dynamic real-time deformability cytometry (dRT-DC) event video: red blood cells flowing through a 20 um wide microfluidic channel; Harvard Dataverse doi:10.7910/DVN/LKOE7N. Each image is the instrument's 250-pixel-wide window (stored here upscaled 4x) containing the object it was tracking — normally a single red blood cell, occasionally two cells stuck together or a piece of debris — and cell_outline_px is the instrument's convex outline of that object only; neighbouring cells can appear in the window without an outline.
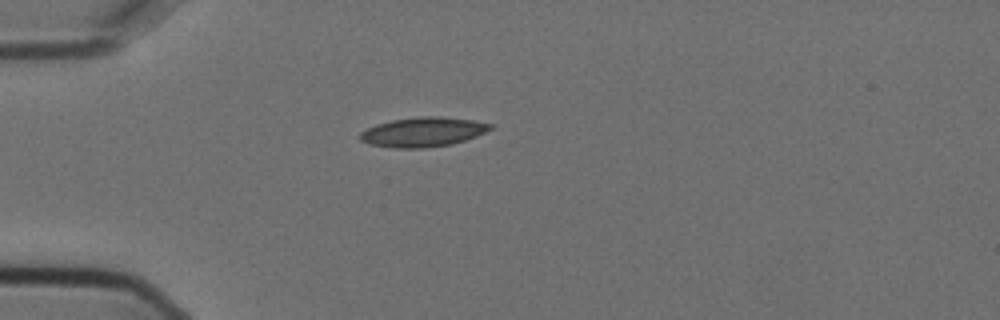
{"species": "Egyptian fruit bat (a non-hibernating species)", "species_latin": "Rousettus aegyptiacus", "temperature_condition": "cold", "stored_images_in_passage": 1, "camera_frame_rate_fps": 3000, "um_per_image_px": 0.085, "animal": {"sex": "female"}, "frame": {"image": 1, "passage_image": 1, "time_ms": 0.0, "image_size_px": [1000, 320], "cell_outline_px": [[492, 128], [476, 136], [452, 144], [424, 148], [392, 148], [368, 144], [360, 140], [360, 132], [376, 124], [392, 120], [420, 116], [440, 116], [472, 120], [492, 124]], "centroid_in_image_um": [35.92, 11.22], "position_along_channel_um": 49.1, "area_um2": 22.37}}